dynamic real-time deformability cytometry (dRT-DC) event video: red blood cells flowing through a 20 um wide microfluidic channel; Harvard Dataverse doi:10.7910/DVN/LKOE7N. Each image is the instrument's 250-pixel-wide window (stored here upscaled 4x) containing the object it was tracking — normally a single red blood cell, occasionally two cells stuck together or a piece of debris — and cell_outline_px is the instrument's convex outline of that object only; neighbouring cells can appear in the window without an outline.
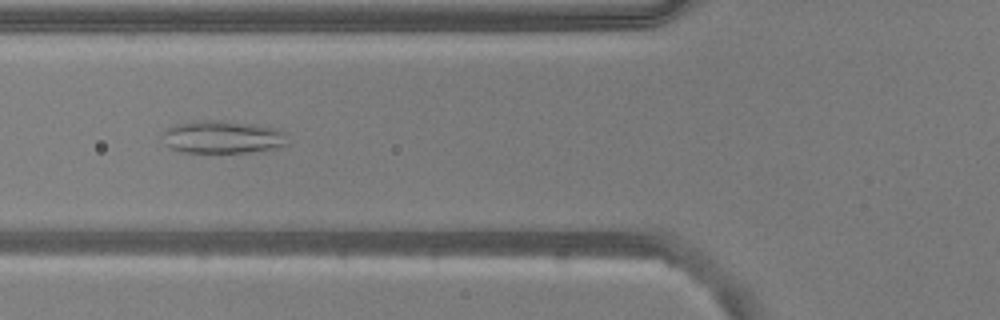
{"species": "common noctule bat (a hibernating species)", "species_latin": "Nyctalus noctula", "temperature_condition": "warm", "stored_images_in_passage": 53, "camera_frame_rate_fps": 3000, "um_per_image_px": 0.085, "animal": {"sex": "male", "body_mass_g": 20.5, "forearm_length_mm": 52.5}, "frame": {"image": 1, "passage_image": 19, "time_ms": 6.0, "image_size_px": [1000, 320], "cell_outline_px": [[288, 144], [272, 148], [248, 152], [184, 152], [168, 148], [160, 136], [160, 132], [176, 124], [200, 120], [220, 120], [252, 124], [276, 128], [284, 132]], "centroid_in_image_um": [18.84, 11.64], "position_along_channel_um": 107.0, "area_um2": 23.87}}
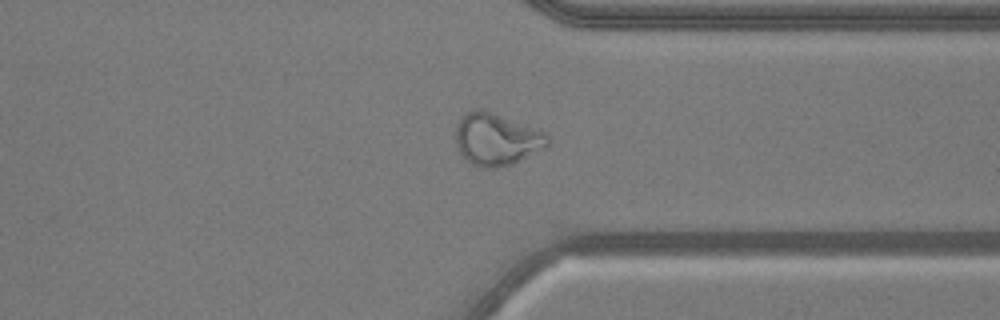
{"frame": {"image": 2, "passage_image": 40, "time_ms": 13.0, "image_size_px": [1000, 320], "cell_outline_px": [[552, 144], [548, 148], [512, 164], [496, 168], [480, 168], [472, 164], [460, 152], [456, 144], [456, 124], [464, 112], [476, 108], [484, 108], [544, 132], [552, 140]], "centroid_in_image_um": [42.23, 11.83], "position_along_channel_um": 369.2, "area_um2": 28.5}}
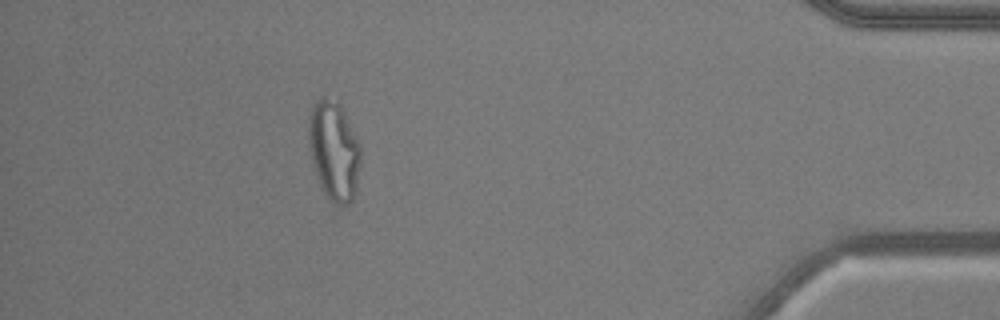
{"frame": {"image": 3, "passage_image": 47, "time_ms": 15.333, "image_size_px": [1000, 320], "cell_outline_px": [[360, 164], [356, 196], [348, 204], [336, 204], [328, 200], [316, 176], [308, 144], [308, 120], [312, 108], [316, 100], [320, 96], [324, 96], [340, 104], [360, 144]], "centroid_in_image_um": [28.39, 12.83], "position_along_channel_um": 406.8, "area_um2": 30.29}, "authors_computed_cell_mechanics": {"area_um2": 28.7266, "velocity_mm_per_s": 3.7597, "shape_relaxation_time_tau1_ms": null, "shape_relaxation_time_tau2_ms": 1.3071, "deformation_change_tau1": null, "deformation_change_tau2": 0.0931}}